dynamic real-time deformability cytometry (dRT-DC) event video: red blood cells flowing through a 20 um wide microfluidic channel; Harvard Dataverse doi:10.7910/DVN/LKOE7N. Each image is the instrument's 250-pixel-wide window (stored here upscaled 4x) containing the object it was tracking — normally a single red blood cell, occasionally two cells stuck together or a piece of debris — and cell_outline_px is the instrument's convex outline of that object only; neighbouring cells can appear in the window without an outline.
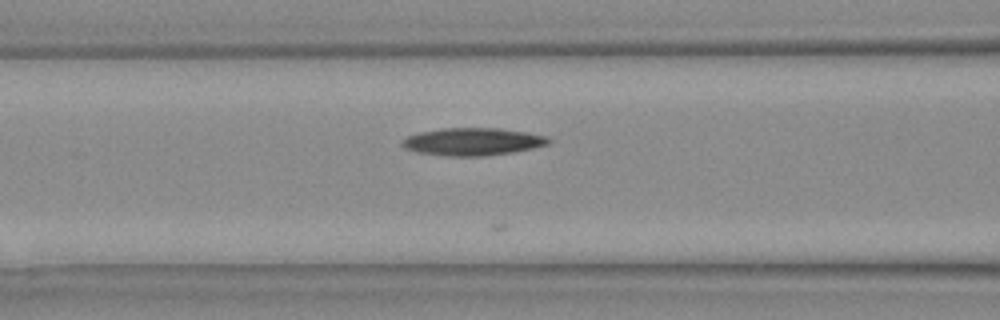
{"species": "Egyptian fruit bat (a non-hibernating species)", "species_latin": "Rousettus aegyptiacus", "temperature_condition": "warm", "stored_images_in_passage": 7, "camera_frame_rate_fps": 3000, "um_per_image_px": 0.085, "animal": {"sex": "female"}, "frame": {"image": 1, "passage_image": 4, "time_ms": 1.0, "image_size_px": [1000, 320], "cell_outline_px": [[552, 140], [548, 144], [532, 148], [512, 152], [484, 156], [448, 156], [416, 152], [404, 148], [400, 144], [400, 140], [408, 136], [420, 132], [440, 128], [500, 128], [528, 132], [548, 136]], "centroid_in_image_um": [40.17, 12.03], "position_along_channel_um": 126.4, "area_um2": 23.7}}